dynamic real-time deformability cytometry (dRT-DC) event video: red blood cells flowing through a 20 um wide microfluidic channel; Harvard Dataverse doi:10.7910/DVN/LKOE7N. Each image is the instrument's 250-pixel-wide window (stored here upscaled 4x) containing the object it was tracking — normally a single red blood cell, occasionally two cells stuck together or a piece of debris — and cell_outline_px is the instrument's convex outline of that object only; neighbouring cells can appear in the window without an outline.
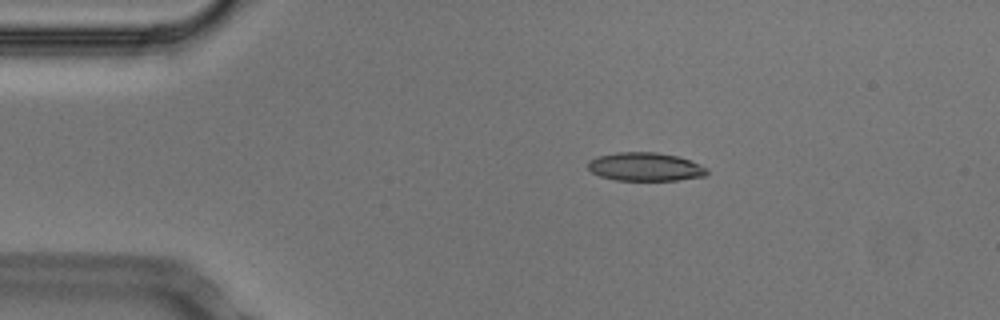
{"species": "Egyptian fruit bat (a non-hibernating species)", "species_latin": "Rousettus aegyptiacus", "temperature_condition": "cold", "stored_images_in_passage": 44, "camera_frame_rate_fps": 3000, "um_per_image_px": 0.085, "animal": {"sex": "male"}, "frame": {"image": 1, "passage_image": 1, "time_ms": 0.0, "image_size_px": [1000, 320], "cell_outline_px": [[708, 172], [704, 176], [676, 180], [616, 180], [600, 176], [592, 172], [588, 168], [588, 160], [596, 156], [616, 152], [656, 152], [676, 156], [700, 164], [708, 168]], "centroid_in_image_um": [54.82, 14.17], "position_along_channel_um": 30.2, "area_um2": 19.71}}
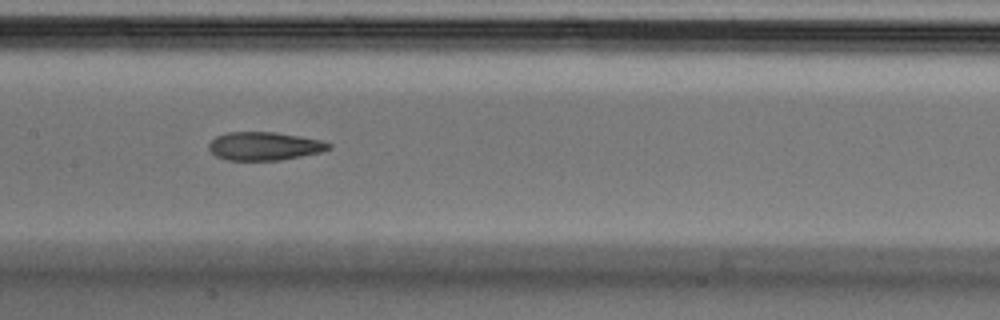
{"frame": {"image": 2, "passage_image": 17, "time_ms": 5.333, "image_size_px": [1000, 320], "cell_outline_px": [[332, 148], [320, 152], [280, 160], [228, 160], [216, 156], [208, 148], [208, 144], [216, 136], [228, 132], [276, 132], [300, 136], [320, 140], [332, 144]], "centroid_in_image_um": [22.47, 12.41], "position_along_channel_um": 184.9, "area_um2": 19.71}}
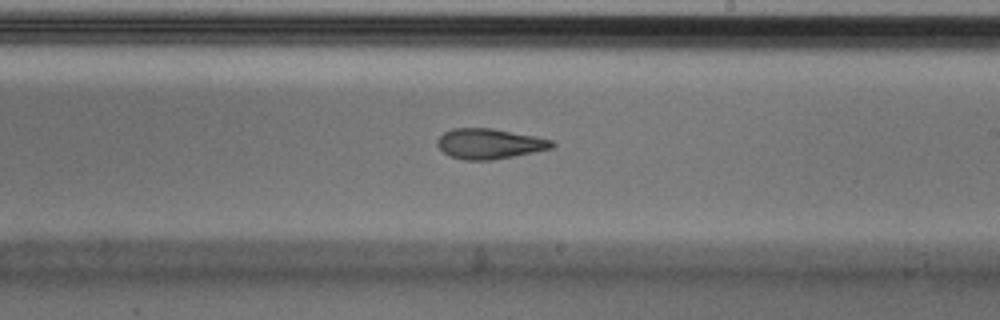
{"frame": {"image": 3, "passage_image": 22, "time_ms": 7.0, "image_size_px": [1000, 320], "cell_outline_px": [[556, 144], [552, 148], [492, 160], [464, 160], [452, 156], [444, 152], [436, 144], [436, 140], [444, 132], [452, 128], [492, 128], [536, 136], [552, 140]], "centroid_in_image_um": [41.59, 12.2], "position_along_channel_um": 247.4, "area_um2": 20.11}, "authors_computed_cell_mechanics": {"area_um2": 20.6635, "velocity_mm_per_s": 3.7571, "shape_relaxation_time_tau1_ms": 11.2382, "shape_relaxation_time_tau2_ms": 4.4181, "deformation_change_tau1": 0.2096, "deformation_change_tau2": 0.1313}}